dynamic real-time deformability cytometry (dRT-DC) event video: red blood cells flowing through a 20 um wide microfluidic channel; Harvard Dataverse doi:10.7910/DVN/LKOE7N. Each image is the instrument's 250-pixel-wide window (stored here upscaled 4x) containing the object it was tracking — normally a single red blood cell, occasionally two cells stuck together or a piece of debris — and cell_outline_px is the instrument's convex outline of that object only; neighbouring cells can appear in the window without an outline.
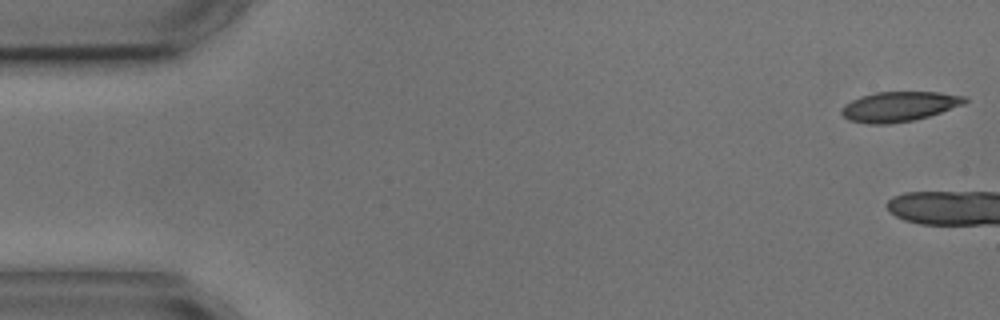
{"species": "common noctule bat (a hibernating species)", "species_latin": "Nyctalus noctula", "temperature_condition": "cold", "stored_images_in_passage": 7, "camera_frame_rate_fps": 3000, "um_per_image_px": 0.085, "animal": {"sex": "male", "body_mass_g": 17.9, "forearm_length_mm": 54.2}, "frame": {"image": 1, "passage_image": 1, "time_ms": 0.0, "image_size_px": [1000, 320], "cell_outline_px": [[968, 100], [964, 104], [928, 116], [912, 120], [888, 124], [868, 124], [848, 120], [840, 112], [852, 100], [860, 96], [876, 92], [940, 92], [964, 96]], "centroid_in_image_um": [76.43, 9.05], "position_along_channel_um": 8.6, "area_um2": 21.21}}